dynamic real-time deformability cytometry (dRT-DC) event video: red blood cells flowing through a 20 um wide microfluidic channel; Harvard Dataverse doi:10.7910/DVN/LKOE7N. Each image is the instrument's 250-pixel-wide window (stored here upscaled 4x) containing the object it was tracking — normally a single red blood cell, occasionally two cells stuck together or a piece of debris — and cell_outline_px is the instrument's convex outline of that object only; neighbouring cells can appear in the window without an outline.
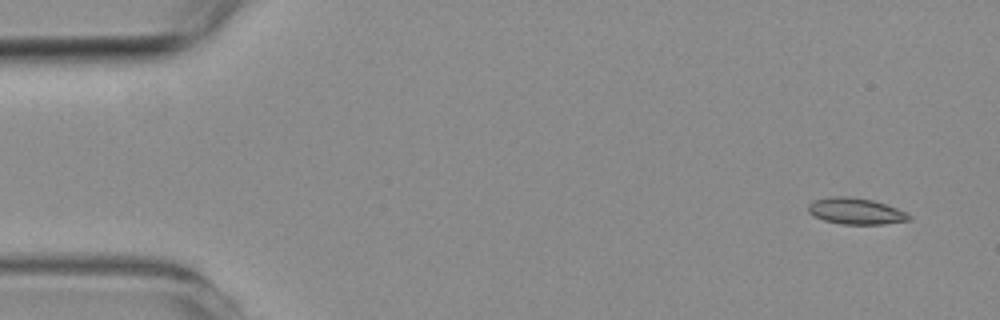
{"species": "common noctule bat (a hibernating species)", "species_latin": "Nyctalus noctula", "temperature_condition": "room temperature", "stored_images_in_passage": 5, "camera_frame_rate_fps": 3000, "um_per_image_px": 0.085, "animal": {"sex": "female", "body_mass_g": 19.3, "forearm_length_mm": 54.1}, "frame": {"image": 1, "passage_image": 1, "time_ms": 0.0, "image_size_px": [1000, 320], "cell_outline_px": [[912, 220], [884, 224], [840, 224], [824, 220], [808, 212], [808, 204], [812, 200], [836, 196], [848, 196], [872, 200], [896, 208], [912, 216]], "centroid_in_image_um": [72.74, 17.95], "position_along_channel_um": 12.3, "area_um2": 15.37}}
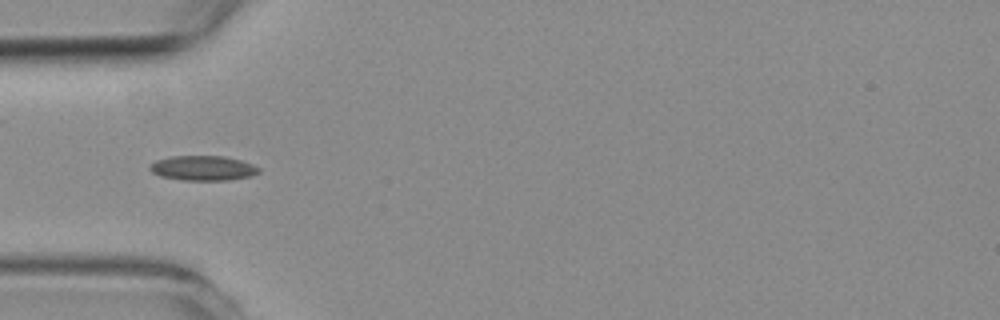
{"frame": {"image": 2, "passage_image": 5, "time_ms": 4.667, "image_size_px": [1000, 320], "cell_outline_px": [[260, 172], [252, 176], [228, 180], [180, 180], [160, 176], [152, 172], [148, 168], [148, 164], [156, 160], [172, 156], [224, 156], [240, 160], [252, 164], [260, 168]], "centroid_in_image_um": [17.23, 14.29], "position_along_channel_um": 67.8, "area_um2": 15.9}}